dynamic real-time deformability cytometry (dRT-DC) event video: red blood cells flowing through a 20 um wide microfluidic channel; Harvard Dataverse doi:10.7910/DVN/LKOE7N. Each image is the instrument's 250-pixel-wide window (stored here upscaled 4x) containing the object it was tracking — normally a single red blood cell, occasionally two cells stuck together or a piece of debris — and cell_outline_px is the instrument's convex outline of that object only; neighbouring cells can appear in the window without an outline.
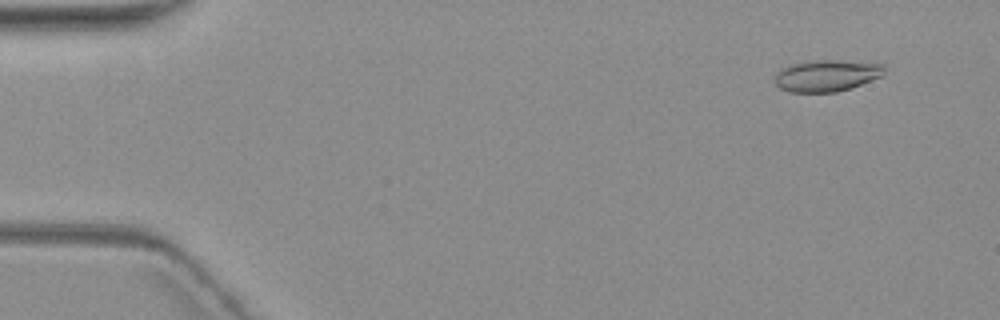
{"species": "common noctule bat (a hibernating species)", "species_latin": "Nyctalus noctula", "temperature_condition": "warm", "stored_images_in_passage": 7, "camera_frame_rate_fps": 3000, "um_per_image_px": 0.085, "animal": {"sex": "female", "body_mass_g": 19.3, "forearm_length_mm": 54.1}, "frame": {"image": 1, "passage_image": 2, "time_ms": 1.333, "image_size_px": [1000, 320], "cell_outline_px": [[884, 72], [880, 76], [852, 88], [836, 92], [788, 92], [780, 88], [776, 84], [776, 72], [780, 68], [792, 64], [808, 60], [836, 60], [884, 64]], "centroid_in_image_um": [70.23, 6.42], "position_along_channel_um": 14.8, "area_um2": 20.17}}
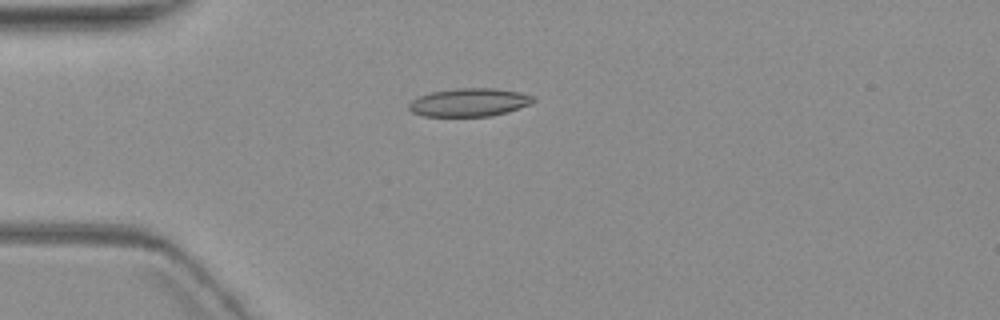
{"frame": {"image": 2, "passage_image": 5, "time_ms": 5.0, "image_size_px": [1000, 320], "cell_outline_px": [[536, 100], [532, 104], [508, 112], [492, 116], [424, 116], [412, 112], [408, 108], [408, 104], [412, 100], [420, 96], [432, 92], [456, 88], [496, 88], [520, 92], [536, 96]], "centroid_in_image_um": [39.95, 8.7], "position_along_channel_um": 45.1, "area_um2": 20.63}}
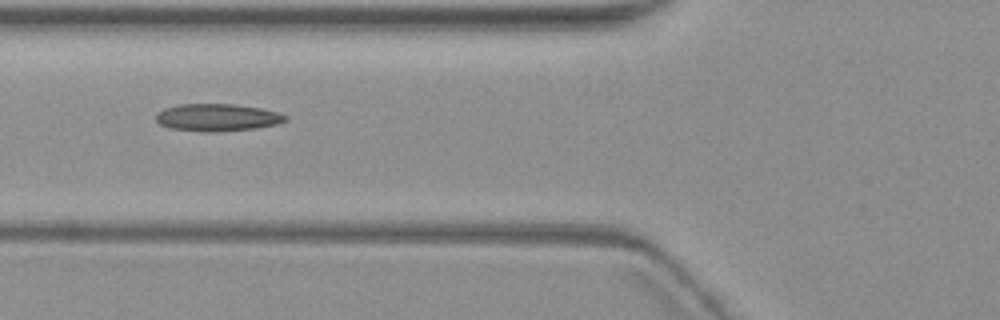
{"frame": {"image": 3, "passage_image": 7, "time_ms": 7.333, "image_size_px": [1000, 320], "cell_outline_px": [[288, 120], [276, 124], [256, 128], [216, 132], [204, 132], [172, 128], [160, 124], [156, 120], [156, 112], [164, 108], [180, 104], [232, 104], [260, 108], [276, 112], [288, 116]], "centroid_in_image_um": [18.46, 9.98], "position_along_channel_um": 107.3, "area_um2": 20.58}}